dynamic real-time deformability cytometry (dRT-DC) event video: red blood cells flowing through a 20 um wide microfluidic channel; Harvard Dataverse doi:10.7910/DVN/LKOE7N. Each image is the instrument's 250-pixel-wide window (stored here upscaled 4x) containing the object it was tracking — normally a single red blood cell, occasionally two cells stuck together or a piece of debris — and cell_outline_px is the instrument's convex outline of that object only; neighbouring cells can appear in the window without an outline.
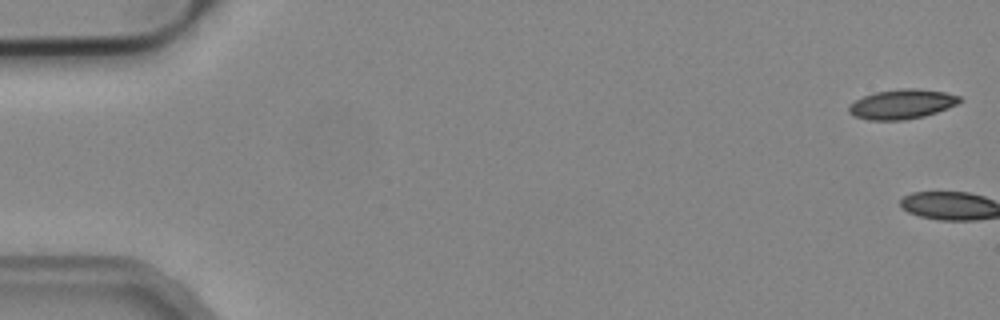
{"species": "common noctule bat (a hibernating species)", "species_latin": "Nyctalus noctula", "temperature_condition": "cold", "stored_images_in_passage": 5, "camera_frame_rate_fps": 3000, "um_per_image_px": 0.085, "animal": {"sex": "male", "body_mass_g": 19.2, "forearm_length_mm": 51.8}, "frame": {"image": 1, "passage_image": 1, "time_ms": 0.0, "image_size_px": [1000, 320], "cell_outline_px": [[964, 100], [948, 108], [924, 116], [904, 120], [868, 120], [852, 116], [848, 112], [848, 104], [864, 96], [876, 92], [900, 88], [916, 88], [944, 92], [960, 96]], "centroid_in_image_um": [76.64, 8.85], "position_along_channel_um": 8.4, "area_um2": 19.25}}